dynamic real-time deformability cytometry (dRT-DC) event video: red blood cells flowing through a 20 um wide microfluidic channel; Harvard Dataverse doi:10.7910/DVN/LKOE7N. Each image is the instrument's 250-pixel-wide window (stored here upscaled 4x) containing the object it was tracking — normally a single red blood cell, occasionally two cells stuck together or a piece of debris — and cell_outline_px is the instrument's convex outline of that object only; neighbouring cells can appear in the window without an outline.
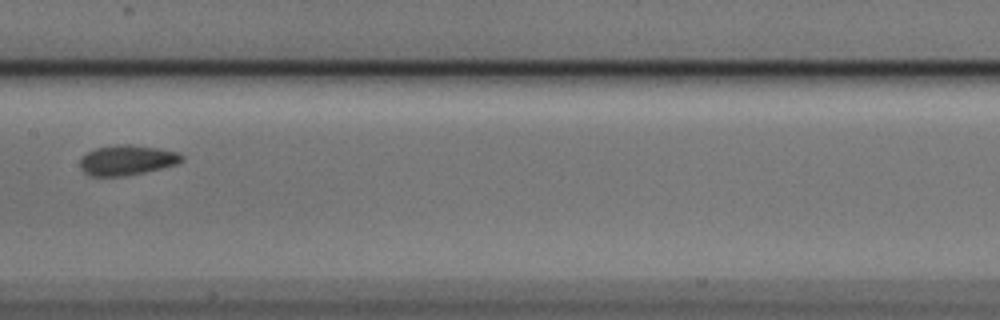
{"species": "Egyptian fruit bat (a non-hibernating species)", "species_latin": "Rousettus aegyptiacus", "temperature_condition": "cold", "stored_images_in_passage": 16, "camera_frame_rate_fps": 3000, "um_per_image_px": 0.085, "animal": {"sex": "male"}, "frame": {"image": 1, "passage_image": 9, "time_ms": 2.667, "image_size_px": [1000, 320], "cell_outline_px": [[184, 160], [176, 164], [144, 172], [124, 176], [88, 176], [80, 168], [80, 160], [88, 152], [96, 148], [120, 144], [128, 144], [160, 148], [180, 152], [184, 156]], "centroid_in_image_um": [10.82, 13.61], "position_along_channel_um": 196.6, "area_um2": 17.86}}
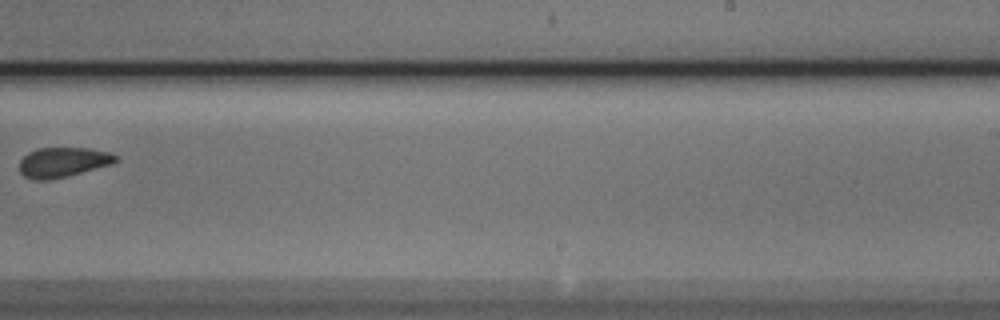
{"frame": {"image": 2, "passage_image": 11, "time_ms": 3.333, "image_size_px": [1000, 320], "cell_outline_px": [[116, 160], [112, 164], [68, 176], [48, 180], [36, 180], [24, 176], [20, 172], [20, 160], [28, 152], [36, 148], [88, 148], [108, 152], [116, 156]], "centroid_in_image_um": [5.31, 13.79], "position_along_channel_um": 283.7, "area_um2": 16.65}}
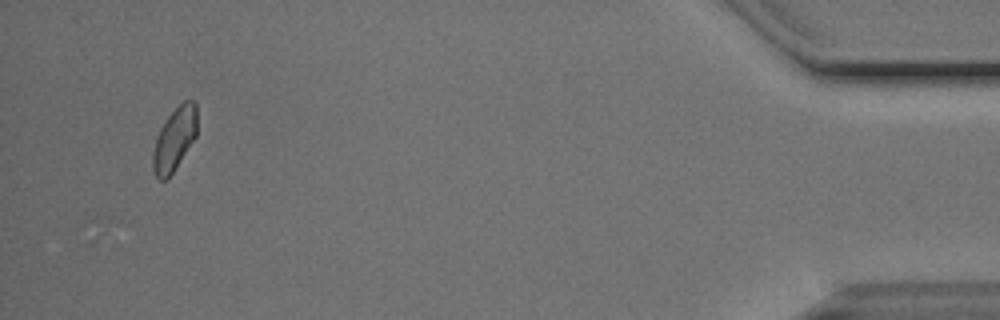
{"frame": {"image": 3, "passage_image": 16, "time_ms": 5.0, "image_size_px": [1000, 320], "cell_outline_px": [[196, 136], [172, 172], [164, 180], [160, 180], [156, 176], [152, 168], [152, 156], [156, 140], [160, 128], [168, 116], [184, 100], [196, 100]], "centroid_in_image_um": [14.83, 11.8], "position_along_channel_um": 420.4, "area_um2": 15.84}}